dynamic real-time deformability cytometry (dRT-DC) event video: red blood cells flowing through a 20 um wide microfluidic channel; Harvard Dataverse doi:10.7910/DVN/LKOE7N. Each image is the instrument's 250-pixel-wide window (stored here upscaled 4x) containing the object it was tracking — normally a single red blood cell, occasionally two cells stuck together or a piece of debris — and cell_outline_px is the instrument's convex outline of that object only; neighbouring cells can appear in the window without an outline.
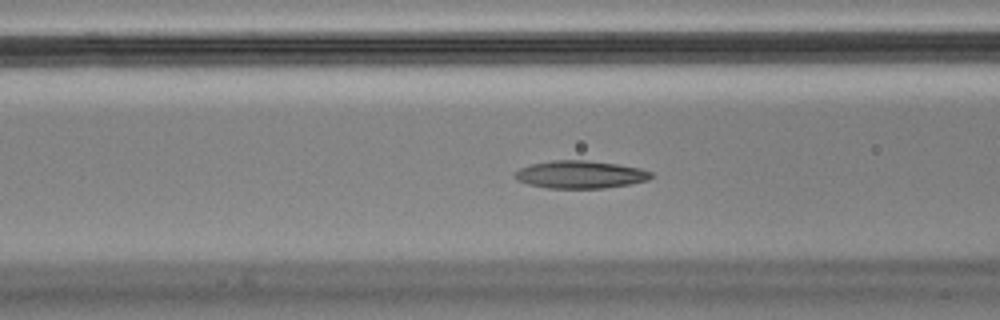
{"species": "Egyptian fruit bat (a non-hibernating species)", "species_latin": "Rousettus aegyptiacus", "temperature_condition": "cold", "stored_images_in_passage": 56, "camera_frame_rate_fps": 3000, "um_per_image_px": 0.085, "animal": {"sex": "male"}, "frame": {"image": 1, "passage_image": 21, "time_ms": 6.667, "image_size_px": [1000, 320], "cell_outline_px": [[652, 176], [648, 180], [628, 184], [604, 188], [548, 188], [528, 184], [516, 180], [516, 172], [520, 168], [532, 164], [552, 160], [588, 160], [616, 164], [640, 168], [652, 172]], "centroid_in_image_um": [49.33, 14.83], "position_along_channel_um": 117.3, "area_um2": 21.79}}
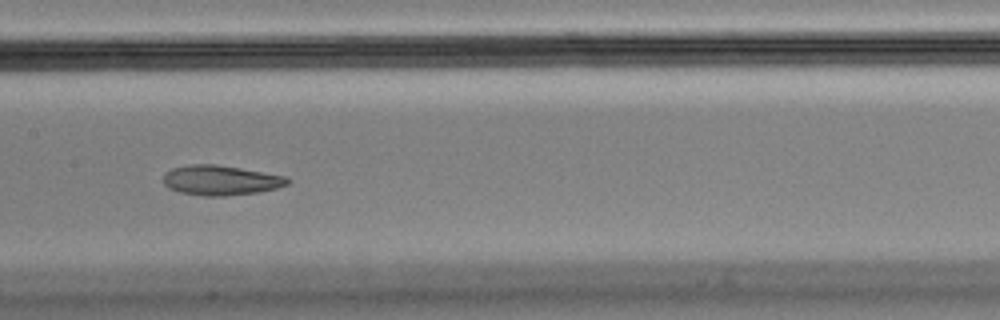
{"frame": {"image": 2, "passage_image": 27, "time_ms": 8.667, "image_size_px": [1000, 320], "cell_outline_px": [[292, 180], [288, 184], [276, 188], [260, 192], [224, 196], [204, 196], [180, 192], [168, 188], [164, 184], [164, 172], [172, 168], [192, 164], [216, 164], [288, 176]], "centroid_in_image_um": [18.78, 15.32], "position_along_channel_um": 188.6, "area_um2": 21.79}}
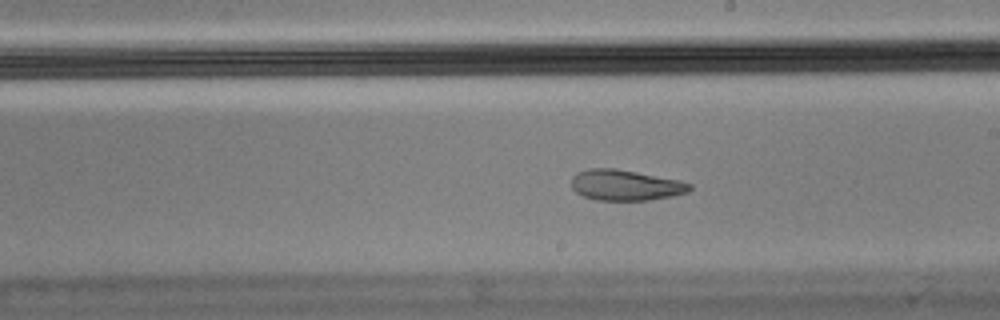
{"frame": {"image": 3, "passage_image": 31, "time_ms": 10.0, "image_size_px": [1000, 320], "cell_outline_px": [[692, 188], [688, 192], [672, 196], [648, 200], [596, 200], [584, 196], [576, 192], [572, 188], [572, 176], [576, 172], [588, 168], [616, 168], [680, 180], [692, 184]], "centroid_in_image_um": [53.16, 15.73], "position_along_channel_um": 235.8, "area_um2": 21.27}, "authors_computed_cell_mechanics": {"area_um2": 22.0218, "velocity_mm_per_s": 3.5601, "shape_relaxation_time_tau1_ms": null, "shape_relaxation_time_tau2_ms": 2.352, "deformation_change_tau1": null, "deformation_change_tau2": 0.0794}}